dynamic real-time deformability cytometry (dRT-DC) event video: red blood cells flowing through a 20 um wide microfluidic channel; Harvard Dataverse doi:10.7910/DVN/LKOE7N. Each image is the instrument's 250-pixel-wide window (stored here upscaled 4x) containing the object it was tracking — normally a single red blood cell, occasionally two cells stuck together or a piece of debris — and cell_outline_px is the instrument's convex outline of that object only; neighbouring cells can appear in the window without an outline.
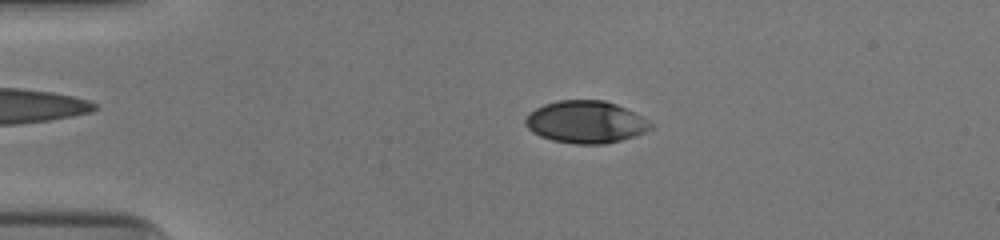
{"species": "human", "species_latin": "Homo sapiens", "temperature_condition": "cold", "stored_images_in_passage": 52, "camera_frame_rate_fps": 3000, "um_per_image_px": 0.085, "donor": {"sex": "male"}, "frame": {"image": 1, "passage_image": 12, "time_ms": 3.667, "image_size_px": [1000, 240], "cell_outline_px": [[652, 128], [636, 136], [604, 144], [576, 144], [552, 140], [540, 136], [532, 132], [524, 124], [524, 120], [536, 108], [544, 104], [556, 100], [604, 100], [616, 104], [640, 116], [652, 124]], "centroid_in_image_um": [49.76, 10.37], "position_along_channel_um": 35.2, "area_um2": 30.63}}
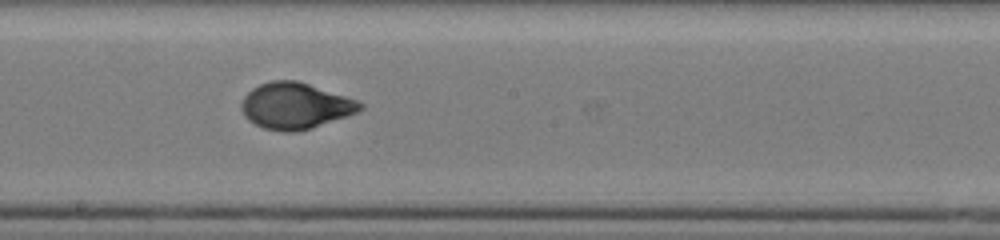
{"frame": {"image": 2, "passage_image": 30, "time_ms": 9.667, "image_size_px": [1000, 240], "cell_outline_px": [[364, 108], [356, 112], [312, 128], [296, 132], [284, 132], [264, 128], [248, 120], [244, 116], [240, 108], [240, 104], [244, 96], [252, 88], [260, 84], [272, 80], [296, 80], [356, 100], [364, 104]], "centroid_in_image_um": [25.05, 9.0], "position_along_channel_um": 223.2, "area_um2": 31.67}}
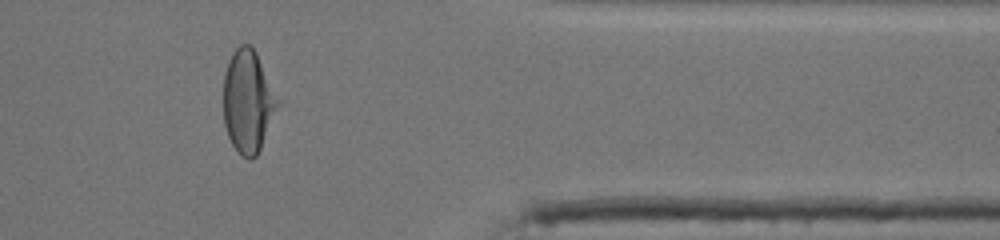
{"frame": {"image": 3, "passage_image": 44, "time_ms": 14.333, "image_size_px": [1000, 240], "cell_outline_px": [[280, 104], [260, 148], [256, 156], [252, 160], [248, 160], [240, 156], [236, 152], [228, 136], [224, 124], [224, 72], [228, 60], [232, 52], [240, 44], [248, 44], [256, 52], [280, 100]], "centroid_in_image_um": [21.07, 8.63], "position_along_channel_um": 390.3, "area_um2": 32.66}, "authors_computed_cell_mechanics": {"area_um2": 31.2698, "velocity_mm_per_s": 3.947, "shape_relaxation_time_tau1_ms": 3.9468, "shape_relaxation_time_tau2_ms": 0.6175, "deformation_change_tau1": 0.183, "deformation_change_tau2": 0.0438}}